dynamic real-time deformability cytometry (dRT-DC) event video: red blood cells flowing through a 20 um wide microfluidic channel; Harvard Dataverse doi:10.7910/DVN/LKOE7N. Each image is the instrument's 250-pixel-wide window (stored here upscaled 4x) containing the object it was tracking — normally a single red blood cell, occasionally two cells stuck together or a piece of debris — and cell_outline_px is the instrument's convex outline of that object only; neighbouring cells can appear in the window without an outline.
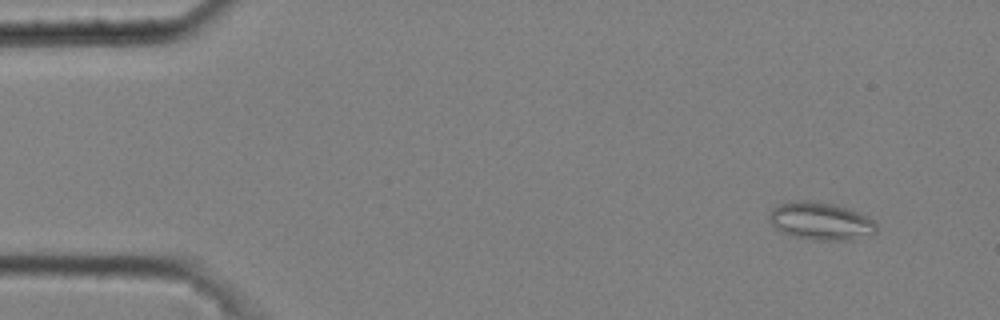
{"species": "common noctule bat (a hibernating species)", "species_latin": "Nyctalus noctula", "temperature_condition": "cold", "stored_images_in_passage": 5, "camera_frame_rate_fps": 3000, "um_per_image_px": 0.085, "animal": {"sex": "male", "body_mass_g": 20.4}, "frame": {"image": 1, "passage_image": 2, "time_ms": 0.333, "image_size_px": [1000, 320], "cell_outline_px": [[876, 232], [852, 240], [812, 240], [792, 236], [780, 232], [772, 224], [768, 216], [772, 208], [780, 204], [792, 200], [812, 200], [832, 204], [848, 208], [868, 216], [876, 224]], "centroid_in_image_um": [69.73, 18.79], "position_along_channel_um": 15.3, "area_um2": 23.7}}